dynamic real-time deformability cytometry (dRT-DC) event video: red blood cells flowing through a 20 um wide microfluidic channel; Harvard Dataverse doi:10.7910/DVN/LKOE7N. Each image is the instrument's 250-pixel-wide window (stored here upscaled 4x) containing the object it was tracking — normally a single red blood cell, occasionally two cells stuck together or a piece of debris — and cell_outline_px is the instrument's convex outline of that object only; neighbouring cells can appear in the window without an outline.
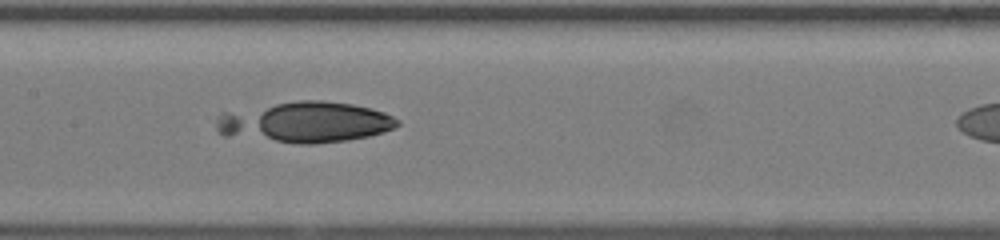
{"species": "human", "species_latin": "Homo sapiens", "temperature_condition": "room temperature", "stored_images_in_passage": 31, "camera_frame_rate_fps": 3000, "um_per_image_px": 0.085, "donor": {"sex": "female"}, "frame": {"image": 1, "passage_image": 15, "time_ms": 4.667, "image_size_px": [1000, 240], "cell_outline_px": [[400, 124], [384, 132], [368, 136], [348, 140], [312, 144], [300, 144], [224, 136], [216, 128], [216, 120], [220, 112], [296, 100], [320, 100], [352, 104], [372, 108], [384, 112], [400, 120]], "centroid_in_image_um": [25.91, 10.38], "position_along_channel_um": 181.5, "area_um2": 43.41}}
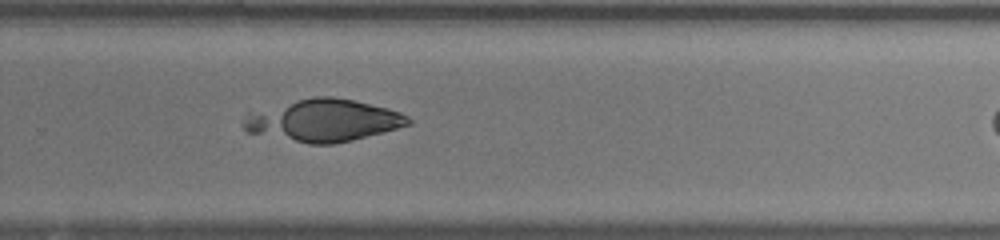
{"frame": {"image": 2, "passage_image": 23, "time_ms": 7.333, "image_size_px": [1000, 240], "cell_outline_px": [[412, 124], [352, 140], [332, 144], [308, 144], [244, 132], [244, 112], [296, 100], [316, 96], [332, 96], [352, 100], [388, 108], [400, 112], [408, 116], [412, 120]], "centroid_in_image_um": [27.44, 10.23], "position_along_channel_um": 302.4, "area_um2": 40.69}}
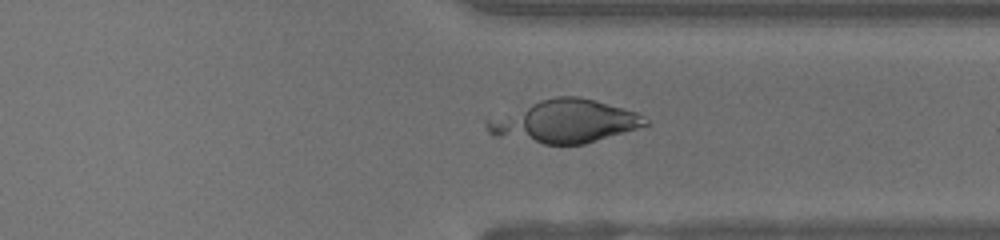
{"frame": {"image": 3, "passage_image": 27, "time_ms": 8.667, "image_size_px": [1000, 240], "cell_outline_px": [[648, 124], [636, 128], [584, 144], [544, 144], [492, 136], [484, 128], [484, 120], [540, 100], [556, 96], [576, 96], [596, 100], [636, 112], [644, 116], [648, 120]], "centroid_in_image_um": [47.94, 10.32], "position_along_channel_um": 363.5, "area_um2": 39.36}}